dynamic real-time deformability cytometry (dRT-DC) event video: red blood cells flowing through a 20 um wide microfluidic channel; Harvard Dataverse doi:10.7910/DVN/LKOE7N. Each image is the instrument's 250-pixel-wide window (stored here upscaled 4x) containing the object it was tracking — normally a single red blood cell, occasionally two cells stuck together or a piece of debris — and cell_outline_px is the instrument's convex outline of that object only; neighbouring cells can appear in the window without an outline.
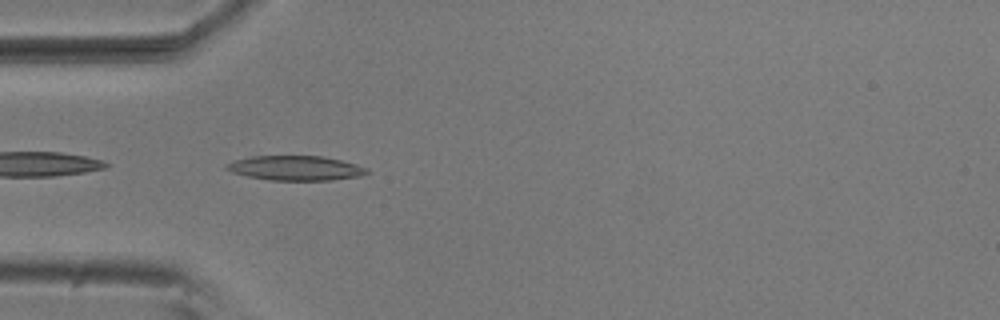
{"species": "common noctule bat (a hibernating species)", "species_latin": "Nyctalus noctula", "temperature_condition": "room temperature", "stored_images_in_passage": 36, "camera_frame_rate_fps": 3000, "um_per_image_px": 0.085, "animal": {"sex": "male", "body_mass_g": 20.5, "forearm_length_mm": 52.5}, "frame": {"image": 1, "passage_image": 1, "time_ms": 0.0, "image_size_px": [1000, 320], "cell_outline_px": [[372, 172], [360, 176], [332, 180], [272, 180], [248, 176], [232, 172], [224, 168], [228, 164], [236, 160], [252, 156], [324, 156], [356, 164], [368, 168]], "centroid_in_image_um": [25.19, 14.29], "position_along_channel_um": 59.8, "area_um2": 20.06}}
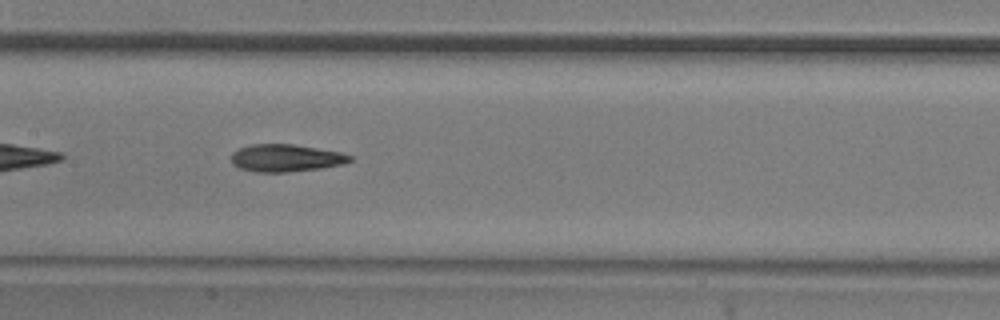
{"frame": {"image": 2, "passage_image": 11, "time_ms": 3.333, "image_size_px": [1000, 320], "cell_outline_px": [[352, 160], [344, 164], [320, 168], [288, 172], [256, 172], [240, 168], [232, 164], [232, 152], [248, 144], [292, 144], [340, 152], [352, 156]], "centroid_in_image_um": [24.28, 13.43], "position_along_channel_um": 183.1, "area_um2": 18.9}}
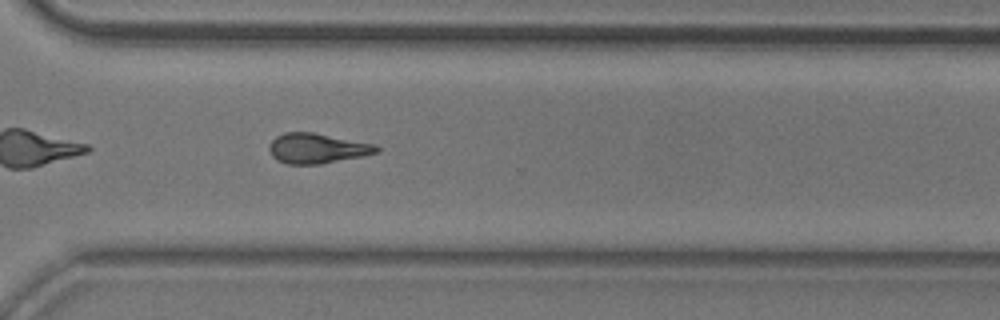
{"frame": {"image": 3, "passage_image": 24, "time_ms": 7.667, "image_size_px": [1000, 320], "cell_outline_px": [[380, 152], [364, 156], [320, 164], [288, 164], [276, 160], [272, 156], [268, 148], [272, 140], [276, 136], [284, 132], [312, 132], [376, 144], [380, 148]], "centroid_in_image_um": [26.97, 12.61], "position_along_channel_um": 343.6, "area_um2": 18.96}, "authors_computed_cell_mechanics": {"area_um2": 18.6694, "velocity_mm_per_s": 3.725, "shape_relaxation_time_tau1_ms": 6.7761, "shape_relaxation_time_tau2_ms": 4.2633, "deformation_change_tau1": 0.1761, "deformation_change_tau2": 0.1445}}